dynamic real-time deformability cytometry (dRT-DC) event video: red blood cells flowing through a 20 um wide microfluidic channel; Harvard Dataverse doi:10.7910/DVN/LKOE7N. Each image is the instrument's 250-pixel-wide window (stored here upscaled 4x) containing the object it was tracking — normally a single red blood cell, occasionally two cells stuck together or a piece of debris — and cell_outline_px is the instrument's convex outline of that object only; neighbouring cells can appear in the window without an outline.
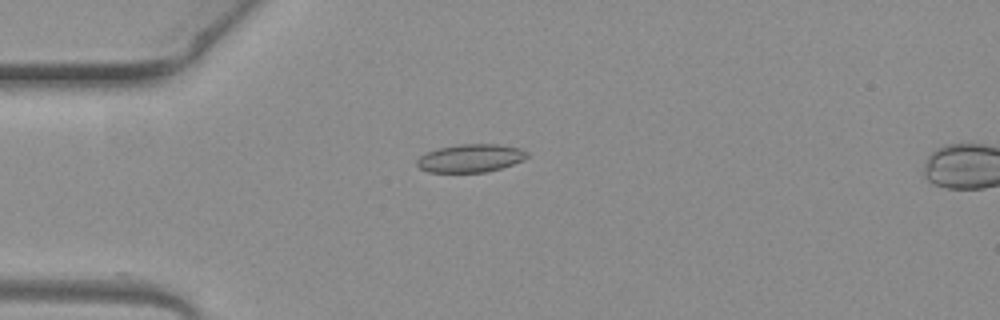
{"species": "common noctule bat (a hibernating species)", "species_latin": "Nyctalus noctula", "temperature_condition": "warm", "stored_images_in_passage": 3, "camera_frame_rate_fps": 3000, "um_per_image_px": 0.085, "animal": {"sex": "female", "body_mass_g": 19.3, "forearm_length_mm": 54.1}, "frame": {"image": 1, "passage_image": 1, "time_ms": 0.0, "image_size_px": [1000, 320], "cell_outline_px": [[528, 156], [524, 160], [500, 168], [484, 172], [428, 172], [420, 168], [416, 164], [416, 160], [420, 156], [428, 152], [440, 148], [460, 144], [500, 144], [520, 148], [528, 152]], "centroid_in_image_um": [40.01, 13.44], "position_along_channel_um": 45.0, "area_um2": 17.92}}
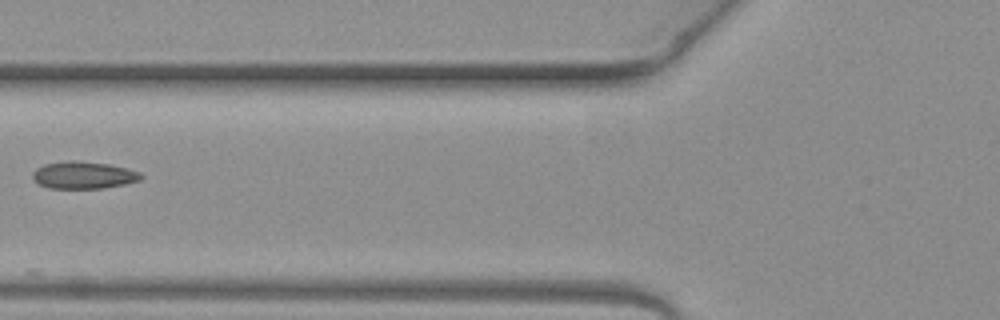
{"frame": {"image": 2, "passage_image": 3, "time_ms": 0.667, "image_size_px": [1000, 320], "cell_outline_px": [[144, 176], [140, 180], [124, 184], [100, 188], [48, 188], [40, 184], [32, 176], [32, 172], [36, 168], [44, 164], [72, 160], [76, 160], [108, 164], [140, 172]], "centroid_in_image_um": [7.09, 14.88], "position_along_channel_um": 118.7, "area_um2": 16.99}}